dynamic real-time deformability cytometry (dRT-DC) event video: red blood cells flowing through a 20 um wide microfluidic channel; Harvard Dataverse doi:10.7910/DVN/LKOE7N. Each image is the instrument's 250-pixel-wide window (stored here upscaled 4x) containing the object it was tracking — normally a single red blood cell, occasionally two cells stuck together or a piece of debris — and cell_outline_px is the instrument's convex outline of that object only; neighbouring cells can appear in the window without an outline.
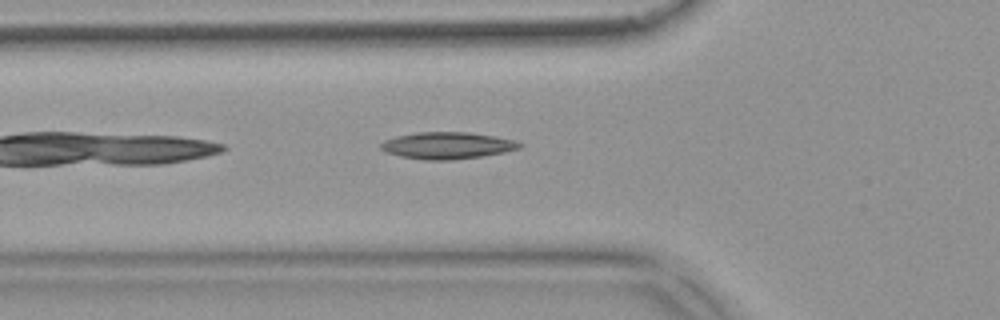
{"species": "common noctule bat (a hibernating species)", "species_latin": "Nyctalus noctula", "temperature_condition": "warm", "stored_images_in_passage": 34, "camera_frame_rate_fps": 3000, "um_per_image_px": 0.085, "animal": {"sex": "female", "body_mass_g": 18.4}, "frame": {"image": 1, "passage_image": 4, "time_ms": 1.0, "image_size_px": [1000, 320], "cell_outline_px": [[524, 144], [520, 148], [504, 152], [480, 156], [452, 160], [424, 160], [400, 156], [384, 152], [380, 148], [380, 144], [384, 140], [396, 136], [416, 132], [468, 132], [496, 136], [516, 140]], "centroid_in_image_um": [38.01, 12.36], "position_along_channel_um": 87.8, "area_um2": 21.85}}
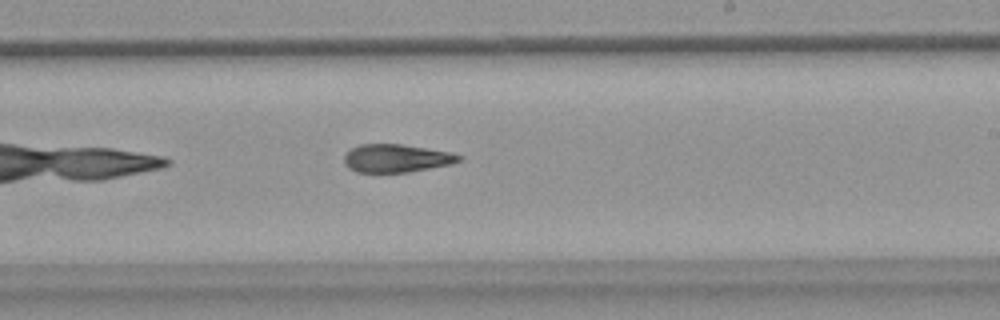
{"frame": {"image": 2, "passage_image": 17, "time_ms": 5.333, "image_size_px": [1000, 320], "cell_outline_px": [[464, 156], [460, 160], [452, 164], [408, 172], [356, 172], [348, 168], [344, 164], [344, 156], [352, 148], [360, 144], [400, 144], [452, 152]], "centroid_in_image_um": [33.7, 13.45], "position_along_channel_um": 255.3, "area_um2": 18.79}}
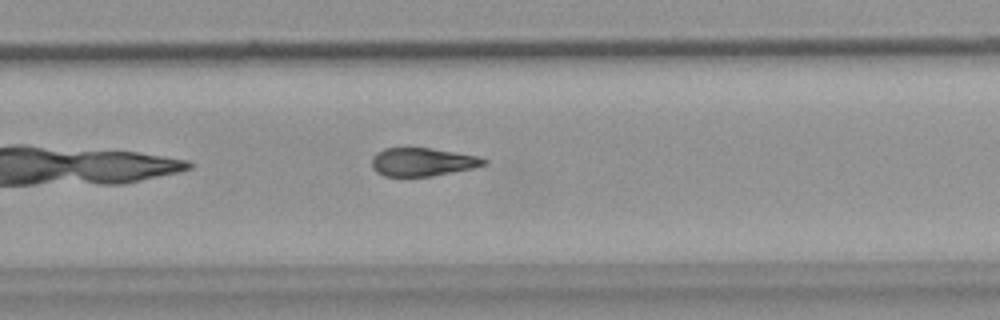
{"frame": {"image": 3, "passage_image": 20, "time_ms": 6.333, "image_size_px": [1000, 320], "cell_outline_px": [[488, 164], [472, 168], [432, 176], [384, 176], [376, 172], [372, 168], [372, 156], [376, 152], [384, 148], [432, 148], [480, 156], [488, 160]], "centroid_in_image_um": [35.92, 13.76], "position_along_channel_um": 293.9, "area_um2": 18.61}, "authors_computed_cell_mechanics": {"area_um2": 19.5075, "velocity_mm_per_s": 3.8725, "shape_relaxation_time_tau1_ms": 10.0962, "shape_relaxation_time_tau2_ms": 7.1924, "deformation_change_tau1": 0.2442, "deformation_change_tau2": 0.1968}}